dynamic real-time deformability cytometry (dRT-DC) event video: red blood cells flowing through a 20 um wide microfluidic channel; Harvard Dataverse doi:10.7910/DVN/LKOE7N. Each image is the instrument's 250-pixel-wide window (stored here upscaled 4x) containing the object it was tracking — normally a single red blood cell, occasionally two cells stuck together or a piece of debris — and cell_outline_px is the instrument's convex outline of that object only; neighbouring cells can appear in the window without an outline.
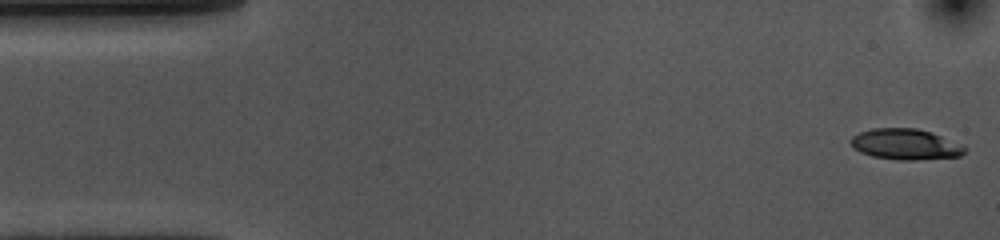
{"species": "common noctule bat (a hibernating species)", "species_latin": "Nyctalus noctula", "temperature_condition": "cold", "stored_images_in_passage": 54, "camera_frame_rate_fps": 3000, "um_per_image_px": 0.085, "animal": {"sex": "female", "body_mass_g": 10.0, "forearm_length_mm": 53.1}, "frame": {"image": 1, "passage_image": 1, "time_ms": 0.0, "image_size_px": [1000, 240], "cell_outline_px": [[968, 148], [960, 156], [916, 160], [900, 160], [872, 156], [860, 152], [852, 148], [848, 140], [852, 136], [860, 132], [872, 128], [916, 128], [932, 132], [964, 144]], "centroid_in_image_um": [76.97, 12.26], "position_along_channel_um": 8.0, "area_um2": 20.81}}
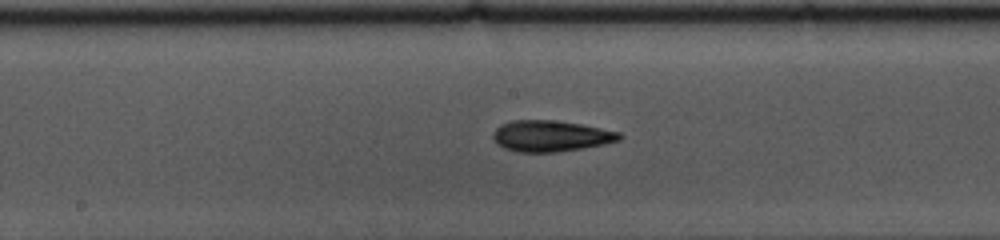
{"frame": {"image": 2, "passage_image": 26, "time_ms": 8.333, "image_size_px": [1000, 240], "cell_outline_px": [[624, 136], [620, 140], [604, 144], [556, 152], [516, 152], [504, 148], [496, 144], [492, 136], [492, 132], [500, 124], [512, 120], [556, 120], [580, 124], [620, 132]], "centroid_in_image_um": [46.78, 11.55], "position_along_channel_um": 201.4, "area_um2": 23.0}}
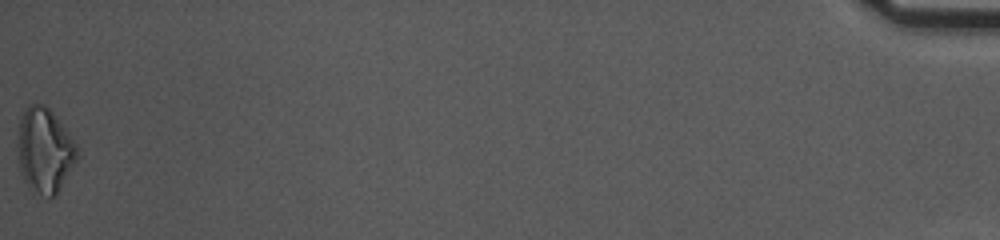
{"frame": {"image": 3, "passage_image": 54, "time_ms": 17.667, "image_size_px": [1000, 240], "cell_outline_px": [[76, 160], [56, 196], [32, 196], [20, 172], [16, 144], [20, 120], [24, 108], [28, 104], [44, 104], [52, 112], [76, 144]], "centroid_in_image_um": [3.73, 12.83], "position_along_channel_um": 431.5, "area_um2": 29.59}, "authors_computed_cell_mechanics": {"area_um2": 21.5305, "velocity_mm_per_s": 3.6109, "shape_relaxation_time_tau1_ms": 4.224, "shape_relaxation_time_tau2_ms": 5.3173, "deformation_change_tau1": 0.1553, "deformation_change_tau2": 0.1578}}